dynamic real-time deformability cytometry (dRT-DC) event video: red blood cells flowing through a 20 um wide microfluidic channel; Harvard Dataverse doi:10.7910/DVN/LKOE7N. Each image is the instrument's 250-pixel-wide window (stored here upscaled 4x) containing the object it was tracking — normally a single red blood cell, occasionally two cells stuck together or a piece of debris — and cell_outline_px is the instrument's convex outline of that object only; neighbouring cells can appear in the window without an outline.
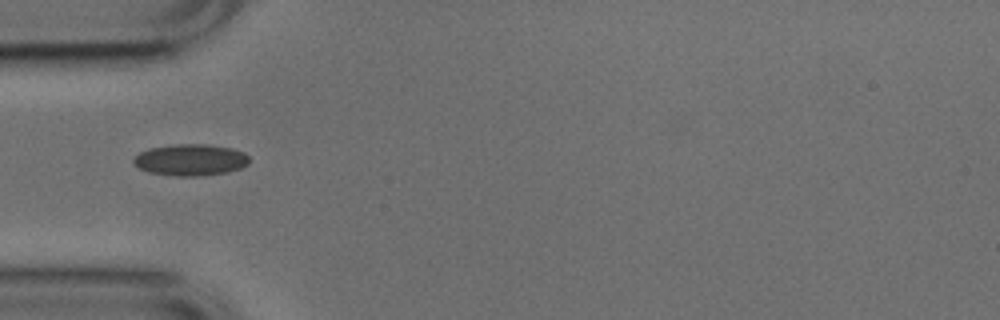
{"species": "common noctule bat (a hibernating species)", "species_latin": "Nyctalus noctula", "temperature_condition": "cold", "stored_images_in_passage": 4, "camera_frame_rate_fps": 3000, "um_per_image_px": 0.085, "animal": {"sex": "male", "body_mass_g": 17.9, "forearm_length_mm": 54.2}, "frame": {"image": 1, "passage_image": 2, "time_ms": 0.333, "image_size_px": [1000, 320], "cell_outline_px": [[248, 164], [240, 168], [228, 172], [196, 176], [176, 176], [148, 172], [132, 164], [132, 160], [140, 152], [148, 148], [176, 144], [208, 144], [232, 148], [244, 152], [248, 156]], "centroid_in_image_um": [16.18, 13.58], "position_along_channel_um": 68.8, "area_um2": 21.33}}